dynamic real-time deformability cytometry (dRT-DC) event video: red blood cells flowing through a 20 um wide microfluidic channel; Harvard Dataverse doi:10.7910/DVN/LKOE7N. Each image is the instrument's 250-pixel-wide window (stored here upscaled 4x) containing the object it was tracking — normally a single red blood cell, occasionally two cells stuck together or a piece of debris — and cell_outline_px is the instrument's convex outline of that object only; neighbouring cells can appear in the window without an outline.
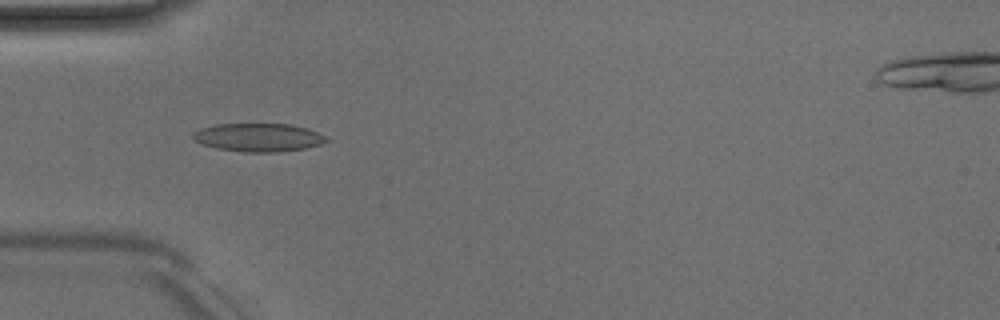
{"species": "Egyptian fruit bat (a non-hibernating species)", "species_latin": "Rousettus aegyptiacus", "temperature_condition": "room temperature", "stored_images_in_passage": 8, "camera_frame_rate_fps": 3000, "um_per_image_px": 0.085, "animal": {"sex": "male"}, "frame": {"image": 1, "passage_image": 6, "time_ms": 6.0, "image_size_px": [1000, 320], "cell_outline_px": [[328, 140], [320, 144], [304, 148], [276, 152], [244, 152], [216, 148], [200, 144], [192, 140], [192, 132], [200, 128], [216, 124], [292, 124], [308, 128], [324, 136]], "centroid_in_image_um": [21.89, 11.67], "position_along_channel_um": 63.1, "area_um2": 22.02}}
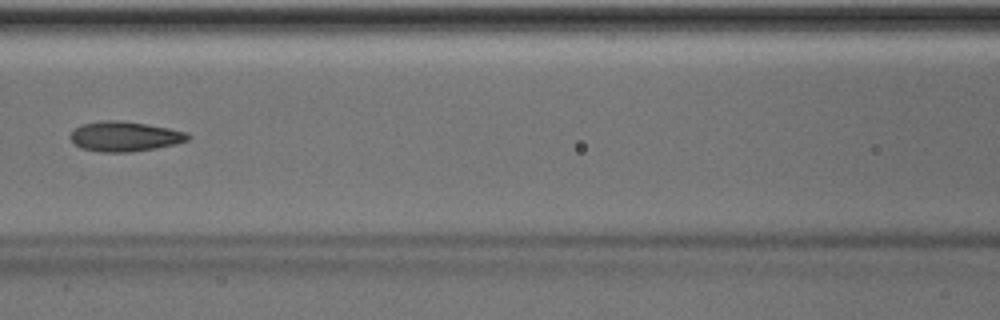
{"frame": {"image": 2, "passage_image": 8, "time_ms": 8.333, "image_size_px": [1000, 320], "cell_outline_px": [[192, 136], [188, 140], [176, 144], [156, 148], [132, 152], [100, 152], [80, 148], [68, 136], [80, 124], [100, 120], [120, 120], [168, 128], [184, 132]], "centroid_in_image_um": [10.57, 11.6], "position_along_channel_um": 156.0, "area_um2": 20.52}}